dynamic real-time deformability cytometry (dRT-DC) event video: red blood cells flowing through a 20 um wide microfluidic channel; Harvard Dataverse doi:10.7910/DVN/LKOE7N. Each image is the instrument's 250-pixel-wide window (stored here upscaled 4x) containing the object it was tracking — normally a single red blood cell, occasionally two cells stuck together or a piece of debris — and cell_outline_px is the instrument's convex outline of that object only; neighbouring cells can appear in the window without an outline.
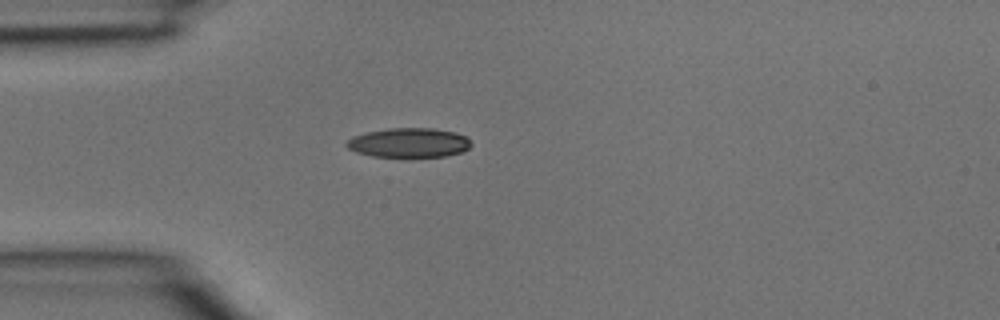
{"species": "common noctule bat (a hibernating species)", "species_latin": "Nyctalus noctula", "temperature_condition": "room temperature", "stored_images_in_passage": 3, "camera_frame_rate_fps": 3000, "um_per_image_px": 0.085, "animal": {"sex": "male", "body_mass_g": 15.6}, "frame": {"image": 1, "passage_image": 3, "time_ms": 0.667, "image_size_px": [1000, 320], "cell_outline_px": [[472, 144], [468, 148], [460, 152], [444, 156], [412, 160], [404, 160], [372, 156], [356, 152], [348, 148], [344, 144], [352, 136], [368, 132], [388, 128], [432, 128], [456, 132], [464, 136]], "centroid_in_image_um": [34.72, 12.18], "position_along_channel_um": 50.3, "area_um2": 22.25}}